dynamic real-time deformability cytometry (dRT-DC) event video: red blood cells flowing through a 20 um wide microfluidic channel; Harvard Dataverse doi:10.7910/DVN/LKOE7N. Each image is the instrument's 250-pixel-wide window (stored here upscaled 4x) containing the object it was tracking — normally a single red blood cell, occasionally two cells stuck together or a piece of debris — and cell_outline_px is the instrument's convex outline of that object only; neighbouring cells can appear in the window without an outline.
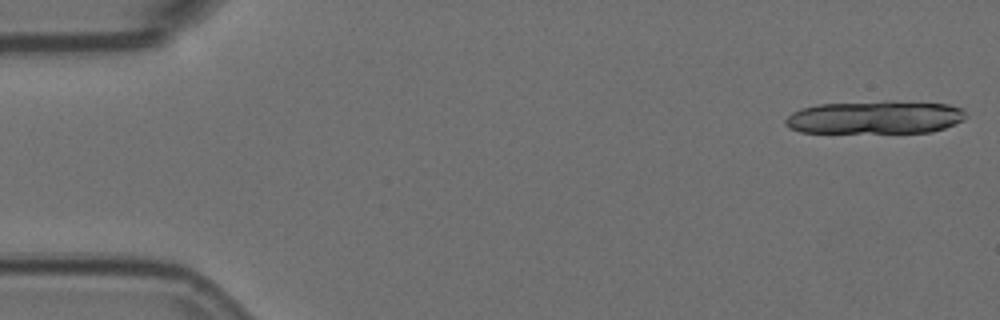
{"species": "Egyptian fruit bat (a non-hibernating species)", "species_latin": "Rousettus aegyptiacus", "temperature_condition": "room temperature", "stored_images_in_passage": 20, "camera_frame_rate_fps": 3000, "um_per_image_px": 0.085, "animal": {"sex": "female"}, "frame": {"image": 1, "passage_image": 1, "time_ms": 0.0, "image_size_px": [1000, 320], "cell_outline_px": [[968, 116], [964, 120], [944, 128], [932, 132], [800, 132], [788, 128], [784, 124], [784, 120], [792, 112], [800, 108], [820, 104], [884, 100], [892, 100], [948, 104], [964, 108]], "centroid_in_image_um": [74.41, 9.95], "position_along_channel_um": 10.6, "area_um2": 35.32}}
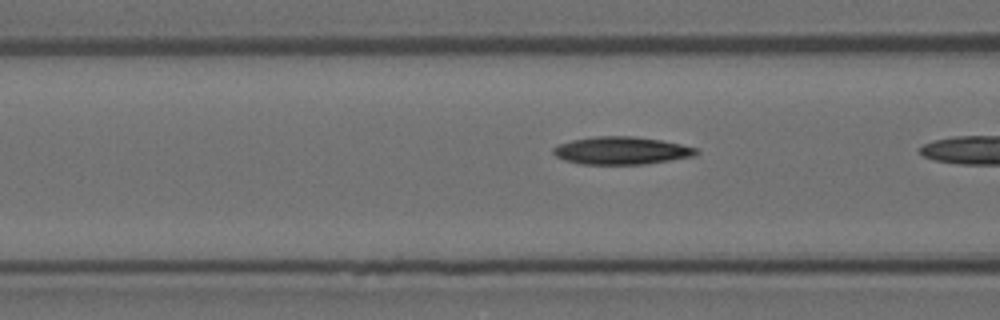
{"frame": {"image": 2, "passage_image": 19, "time_ms": 6.0, "image_size_px": [1000, 320], "cell_outline_px": [[700, 152], [692, 156], [644, 164], [580, 164], [564, 160], [556, 156], [552, 152], [552, 148], [556, 144], [572, 140], [596, 136], [632, 136], [660, 140], [680, 144], [696, 148]], "centroid_in_image_um": [52.75, 12.79], "position_along_channel_um": 113.8, "area_um2": 22.95}}